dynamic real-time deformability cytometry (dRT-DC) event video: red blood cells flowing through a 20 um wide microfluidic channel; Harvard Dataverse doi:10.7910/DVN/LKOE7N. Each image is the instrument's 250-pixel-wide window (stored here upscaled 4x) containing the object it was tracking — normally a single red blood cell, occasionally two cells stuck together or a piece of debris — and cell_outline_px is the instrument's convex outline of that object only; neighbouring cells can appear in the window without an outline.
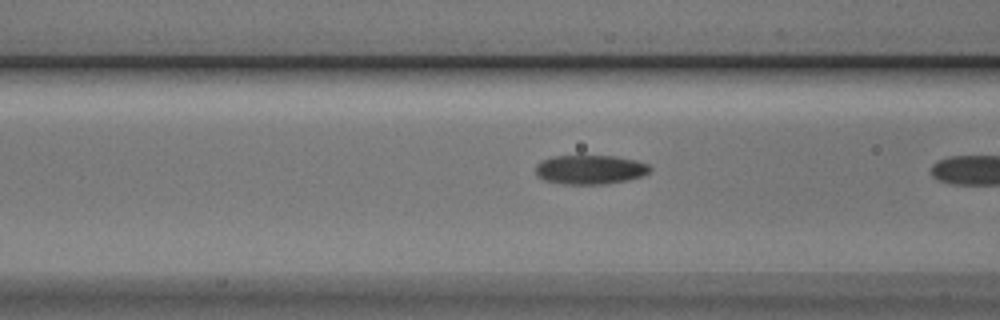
{"species": "Egyptian fruit bat (a non-hibernating species)", "species_latin": "Rousettus aegyptiacus", "temperature_condition": "cold", "stored_images_in_passage": 17, "camera_frame_rate_fps": 3000, "um_per_image_px": 0.085, "animal": {"sex": "male"}, "frame": {"image": 1, "passage_image": 16, "time_ms": 5.0, "image_size_px": [1000, 320], "cell_outline_px": [[652, 168], [648, 172], [640, 176], [628, 180], [604, 184], [564, 184], [544, 180], [536, 176], [536, 164], [552, 156], [616, 156], [636, 160], [648, 164]], "centroid_in_image_um": [50.15, 14.41], "position_along_channel_um": 116.5, "area_um2": 19.42}}